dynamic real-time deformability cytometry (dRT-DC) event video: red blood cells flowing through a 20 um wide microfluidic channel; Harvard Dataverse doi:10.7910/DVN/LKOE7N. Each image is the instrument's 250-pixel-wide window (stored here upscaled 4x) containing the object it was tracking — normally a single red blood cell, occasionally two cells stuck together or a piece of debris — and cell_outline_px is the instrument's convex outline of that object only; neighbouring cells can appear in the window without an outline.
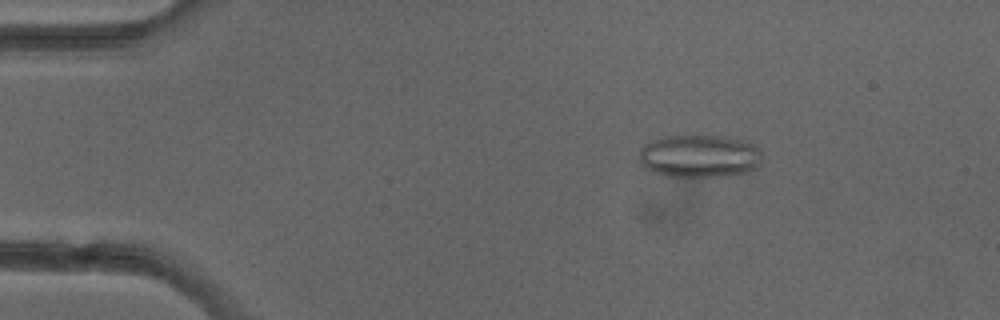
{"species": "common noctule bat (a hibernating species)", "species_latin": "Nyctalus noctula", "temperature_condition": "cold", "stored_images_in_passage": 5, "camera_frame_rate_fps": 3000, "um_per_image_px": 0.085, "animal": {"sex": "female"}, "frame": {"image": 1, "passage_image": 3, "time_ms": 2.333, "image_size_px": [1000, 320], "cell_outline_px": [[760, 160], [756, 168], [748, 172], [720, 176], [676, 176], [656, 172], [644, 168], [640, 160], [640, 148], [644, 144], [660, 136], [724, 136], [748, 140], [756, 144], [760, 148]], "centroid_in_image_um": [59.49, 13.24], "position_along_channel_um": 25.5, "area_um2": 30.69}}